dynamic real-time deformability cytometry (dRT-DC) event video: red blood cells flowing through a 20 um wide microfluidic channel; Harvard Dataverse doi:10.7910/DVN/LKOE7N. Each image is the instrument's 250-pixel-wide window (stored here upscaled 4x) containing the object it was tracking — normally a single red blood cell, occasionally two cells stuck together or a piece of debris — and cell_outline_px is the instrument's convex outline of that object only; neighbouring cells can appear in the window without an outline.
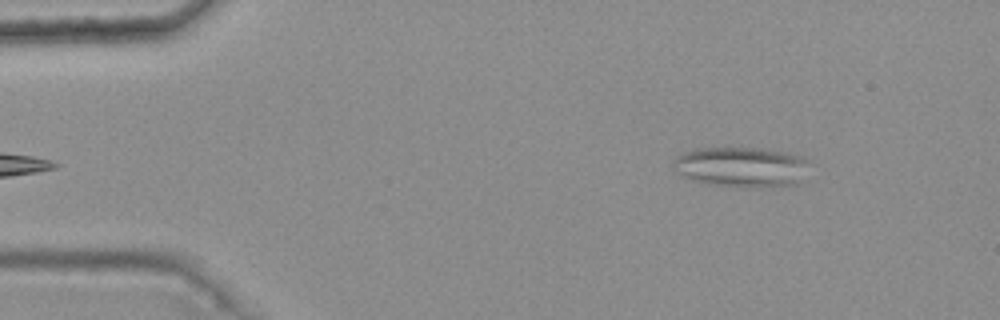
{"species": "common noctule bat (a hibernating species)", "species_latin": "Nyctalus noctula", "temperature_condition": "warm", "stored_images_in_passage": 6, "camera_frame_rate_fps": 3000, "um_per_image_px": 0.085, "animal": {"sex": "female", "body_mass_g": 25.1}, "frame": {"image": 1, "passage_image": 6, "time_ms": 1.667, "image_size_px": [1000, 320], "cell_outline_px": [[808, 160], [800, 180], [796, 184], [748, 188], [704, 184], [692, 180], [676, 172], [672, 160], [676, 156], [684, 152], [700, 148], [760, 148], [784, 152]], "centroid_in_image_um": [62.93, 14.2], "position_along_channel_um": 22.1, "area_um2": 31.62}}